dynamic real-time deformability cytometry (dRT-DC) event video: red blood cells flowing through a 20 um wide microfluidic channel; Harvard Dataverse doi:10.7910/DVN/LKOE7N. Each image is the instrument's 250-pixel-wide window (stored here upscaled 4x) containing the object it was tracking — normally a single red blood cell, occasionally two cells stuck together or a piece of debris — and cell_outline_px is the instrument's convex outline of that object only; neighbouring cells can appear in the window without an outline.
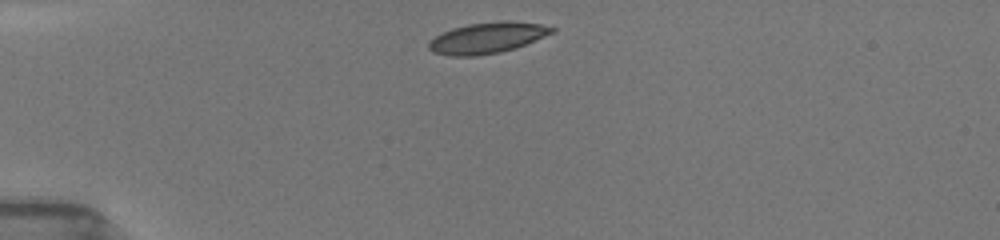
{"species": "common noctule bat (a hibernating species)", "species_latin": "Nyctalus noctula", "temperature_condition": "room temperature", "stored_images_in_passage": 2, "camera_frame_rate_fps": 3000, "um_per_image_px": 0.085, "animal": {"sex": "female", "body_mass_g": 19.5, "forearm_length_mm": 54.1}, "frame": {"image": 1, "passage_image": 1, "time_ms": 0.0, "image_size_px": [1000, 240], "cell_outline_px": [[556, 32], [516, 48], [500, 52], [476, 56], [452, 56], [432, 52], [428, 48], [428, 44], [436, 36], [452, 28], [468, 24], [500, 20], [508, 20], [540, 24], [556, 28]], "centroid_in_image_um": [41.46, 3.21], "position_along_channel_um": 43.5, "area_um2": 22.31}}